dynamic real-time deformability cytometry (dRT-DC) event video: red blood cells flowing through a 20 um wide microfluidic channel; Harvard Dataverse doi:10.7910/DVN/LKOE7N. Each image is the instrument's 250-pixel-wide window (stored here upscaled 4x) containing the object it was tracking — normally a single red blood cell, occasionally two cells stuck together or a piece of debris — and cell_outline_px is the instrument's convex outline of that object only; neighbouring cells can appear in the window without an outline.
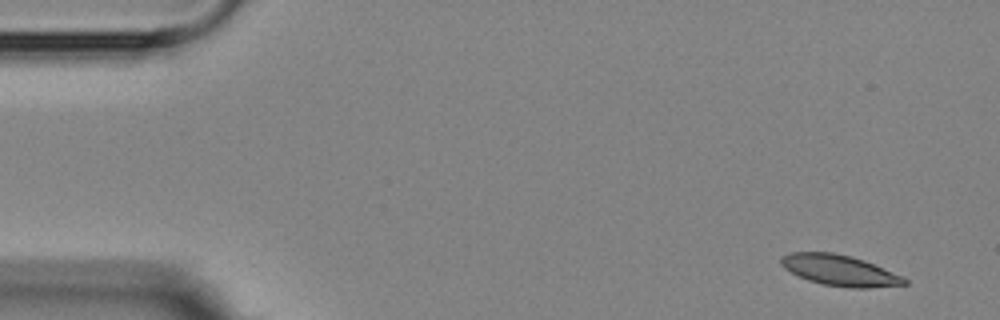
{"species": "Egyptian fruit bat (a non-hibernating species)", "species_latin": "Rousettus aegyptiacus", "temperature_condition": "room temperature", "stored_images_in_passage": 3, "camera_frame_rate_fps": 3000, "um_per_image_px": 0.085, "animal": {"sex": "female"}, "frame": {"image": 1, "passage_image": 1, "time_ms": 0.0, "image_size_px": [1000, 320], "cell_outline_px": [[908, 284], [868, 288], [848, 288], [824, 284], [808, 280], [784, 268], [780, 264], [780, 256], [792, 252], [832, 252], [852, 256], [864, 260], [900, 276], [908, 280]], "centroid_in_image_um": [71.34, 22.97], "position_along_channel_um": 13.7, "area_um2": 21.96}}
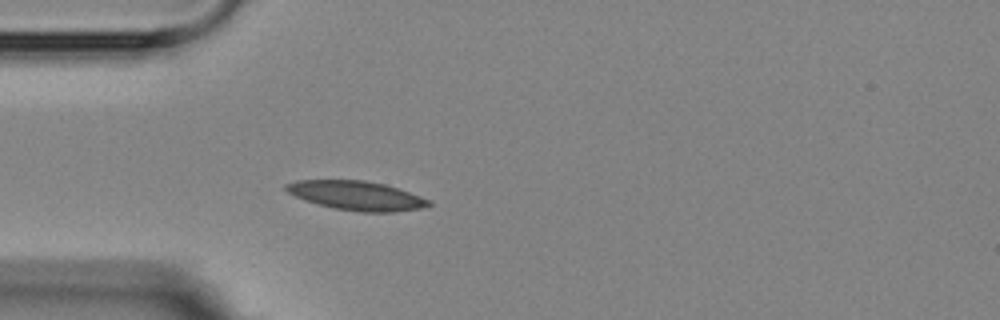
{"frame": {"image": 2, "passage_image": 3, "time_ms": 4.0, "image_size_px": [1000, 320], "cell_outline_px": [[432, 204], [420, 208], [392, 212], [360, 212], [336, 208], [304, 200], [288, 192], [284, 188], [284, 184], [296, 180], [364, 180], [384, 184], [420, 196], [428, 200]], "centroid_in_image_um": [30.26, 16.61], "position_along_channel_um": 54.7, "area_um2": 23.87}}